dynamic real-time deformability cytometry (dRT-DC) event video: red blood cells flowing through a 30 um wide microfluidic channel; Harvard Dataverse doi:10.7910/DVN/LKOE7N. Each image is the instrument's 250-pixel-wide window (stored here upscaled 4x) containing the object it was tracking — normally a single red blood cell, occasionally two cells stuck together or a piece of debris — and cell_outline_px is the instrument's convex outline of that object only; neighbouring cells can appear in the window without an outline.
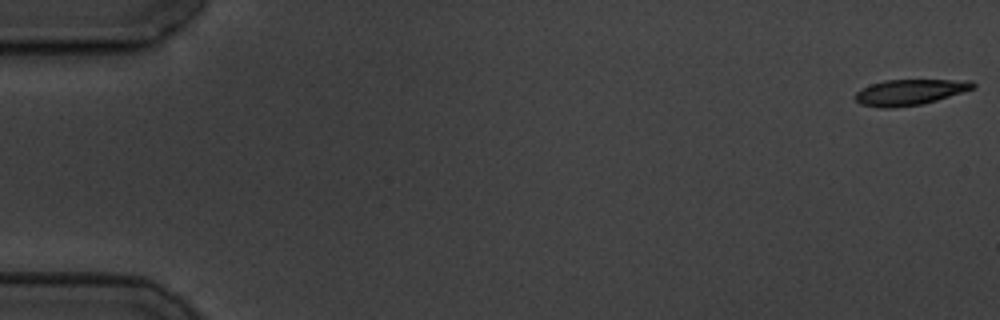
{"species": "common noctule bat (a hibernating species)", "species_latin": "Nyctalus noctula", "temperature_condition": "cold", "stored_images_in_passage": 58, "camera_frame_rate_fps": 3000, "um_per_image_px": 0.085, "animal": {"sex": "male", "body_mass_g": 19.5, "forearm_length_mm": 54.6}, "frame": {"image": 1, "passage_image": 1, "time_ms": 0.0, "image_size_px": [1000, 320], "cell_outline_px": [[976, 88], [936, 100], [920, 104], [892, 108], [884, 108], [860, 104], [852, 96], [856, 92], [872, 84], [884, 80], [972, 80], [976, 84]], "centroid_in_image_um": [77.34, 7.83], "position_along_channel_um": 7.7, "area_um2": 17.57}}
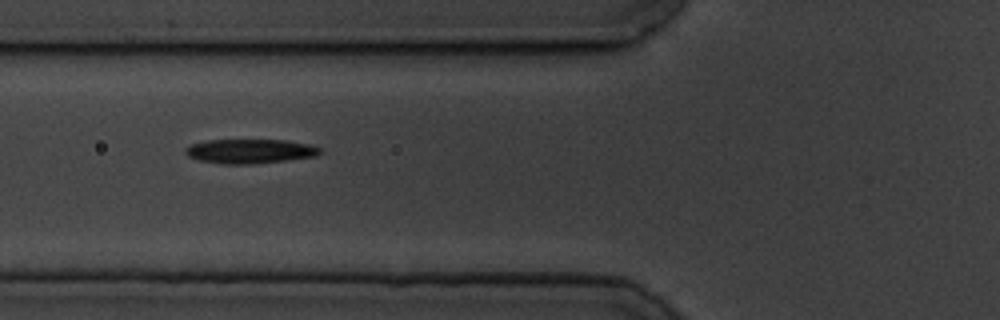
{"frame": {"image": 2, "passage_image": 22, "time_ms": 7.0, "image_size_px": [1000, 320], "cell_outline_px": [[324, 152], [316, 156], [252, 164], [224, 164], [200, 160], [188, 156], [184, 152], [184, 148], [192, 144], [208, 140], [288, 140], [312, 144], [320, 148]], "centroid_in_image_um": [21.28, 12.84], "position_along_channel_um": 104.5, "area_um2": 19.13}}
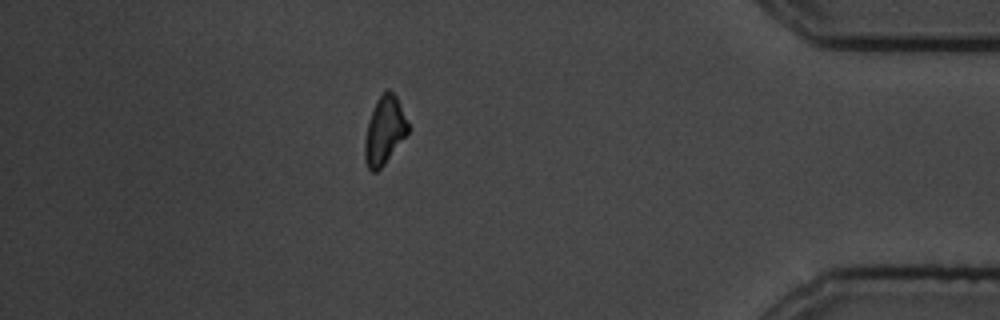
{"frame": {"image": 3, "passage_image": 51, "time_ms": 16.667, "image_size_px": [1000, 320], "cell_outline_px": [[412, 128], [384, 164], [376, 172], [372, 172], [368, 168], [364, 160], [364, 140], [368, 120], [376, 100], [388, 88], [396, 96]], "centroid_in_image_um": [32.68, 11.09], "position_along_channel_um": 402.5, "area_um2": 17.34}, "authors_computed_cell_mechanics": {"area_um2": 18.496, "velocity_mm_per_s": 3.4871, "shape_relaxation_time_tau1_ms": 3.4432, "shape_relaxation_time_tau2_ms": null, "deformation_change_tau1": 0.1117, "deformation_change_tau2": null}}